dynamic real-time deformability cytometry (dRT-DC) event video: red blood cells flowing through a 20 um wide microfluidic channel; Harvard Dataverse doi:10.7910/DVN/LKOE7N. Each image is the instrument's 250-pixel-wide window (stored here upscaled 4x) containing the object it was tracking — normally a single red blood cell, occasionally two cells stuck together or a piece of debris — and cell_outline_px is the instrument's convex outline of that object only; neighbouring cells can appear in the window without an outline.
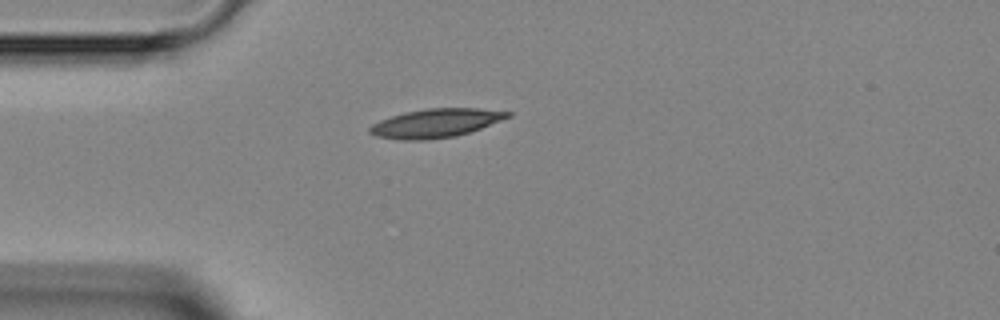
{"species": "Egyptian fruit bat (a non-hibernating species)", "species_latin": "Rousettus aegyptiacus", "temperature_condition": "room temperature", "stored_images_in_passage": 5, "camera_frame_rate_fps": 3000, "um_per_image_px": 0.085, "animal": {"sex": "female"}, "frame": {"image": 1, "passage_image": 5, "time_ms": 4.667, "image_size_px": [1000, 320], "cell_outline_px": [[512, 116], [480, 128], [456, 136], [428, 140], [400, 140], [376, 136], [368, 132], [368, 128], [372, 124], [380, 120], [404, 112], [424, 108], [480, 108], [512, 112]], "centroid_in_image_um": [37.02, 10.46], "position_along_channel_um": 48.0, "area_um2": 23.18}}